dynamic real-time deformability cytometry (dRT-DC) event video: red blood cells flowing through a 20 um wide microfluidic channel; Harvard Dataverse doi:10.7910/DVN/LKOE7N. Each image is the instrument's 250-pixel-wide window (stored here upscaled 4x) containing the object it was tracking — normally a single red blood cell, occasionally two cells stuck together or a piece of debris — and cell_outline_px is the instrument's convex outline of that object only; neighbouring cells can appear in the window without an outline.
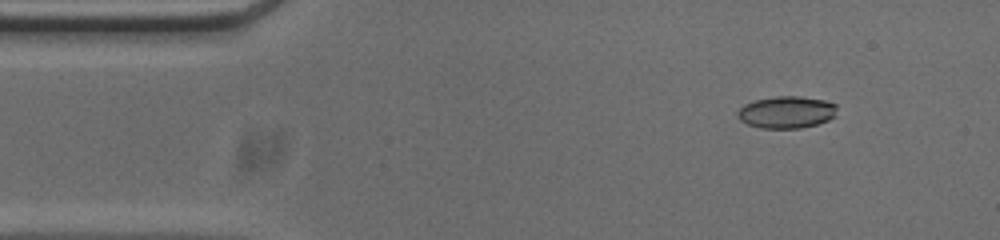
{"species": "common noctule bat (a hibernating species)", "species_latin": "Nyctalus noctula", "temperature_condition": "cold", "stored_images_in_passage": 48, "camera_frame_rate_fps": 3000, "um_per_image_px": 0.085, "animal": {"sex": "male", "body_mass_g": 20.0, "forearm_length_mm": 53.3}, "frame": {"image": 1, "passage_image": 1, "time_ms": 0.0, "image_size_px": [1000, 240], "cell_outline_px": [[836, 116], [828, 120], [816, 124], [800, 128], [760, 128], [748, 124], [740, 120], [736, 116], [736, 112], [744, 104], [756, 100], [776, 96], [800, 96], [824, 100], [836, 104]], "centroid_in_image_um": [66.84, 9.53], "position_along_channel_um": 18.2, "area_um2": 18.61}}
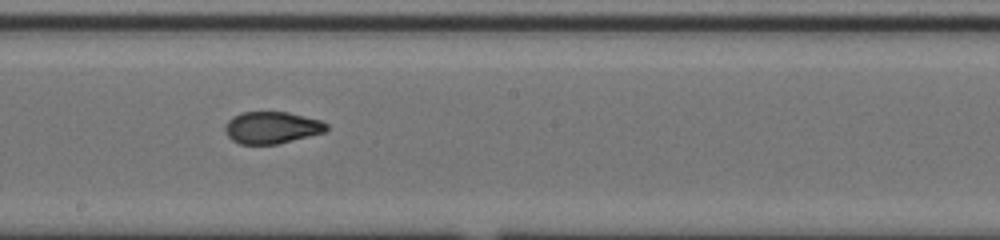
{"frame": {"image": 2, "passage_image": 23, "time_ms": 7.333, "image_size_px": [1000, 240], "cell_outline_px": [[328, 128], [324, 132], [276, 144], [240, 144], [232, 140], [228, 136], [224, 128], [224, 124], [232, 116], [240, 112], [288, 112], [320, 120], [328, 124]], "centroid_in_image_um": [23.06, 10.83], "position_along_channel_um": 225.1, "area_um2": 18.84}}
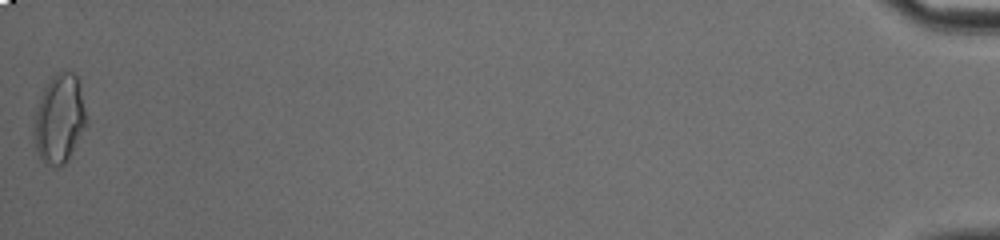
{"frame": {"image": 3, "passage_image": 48, "time_ms": 15.667, "image_size_px": [1000, 240], "cell_outline_px": [[88, 124], [68, 160], [64, 164], [52, 168], [44, 164], [40, 160], [32, 136], [32, 132], [36, 112], [40, 96], [44, 88], [52, 76], [60, 72], [72, 72], [76, 76], [80, 84], [88, 120]], "centroid_in_image_um": [5.05, 10.16], "position_along_channel_um": 430.1, "area_um2": 27.63}, "authors_computed_cell_mechanics": {"area_um2": 19.3052, "velocity_mm_per_s": 3.7888, "shape_relaxation_time_tau1_ms": null, "shape_relaxation_time_tau2_ms": 1.5734, "deformation_change_tau1": null, "deformation_change_tau2": 0.0638}}